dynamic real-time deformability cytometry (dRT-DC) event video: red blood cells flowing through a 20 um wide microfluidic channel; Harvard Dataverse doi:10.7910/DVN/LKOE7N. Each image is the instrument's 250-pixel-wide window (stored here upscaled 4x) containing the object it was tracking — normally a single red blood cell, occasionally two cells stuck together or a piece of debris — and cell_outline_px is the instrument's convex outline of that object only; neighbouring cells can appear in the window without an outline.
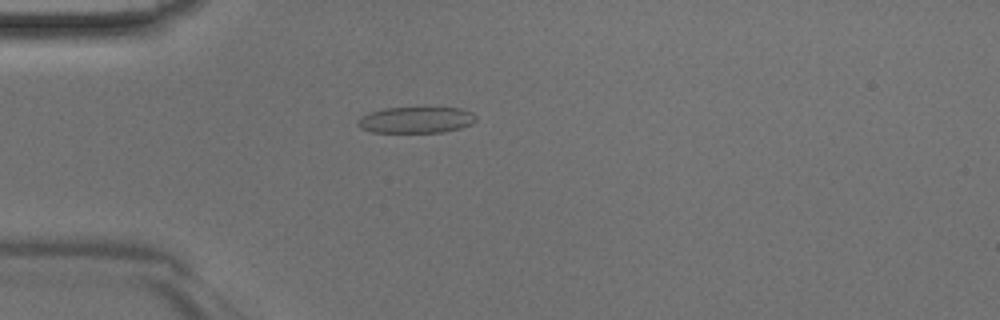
{"species": "Egyptian fruit bat (a non-hibernating species)", "species_latin": "Rousettus aegyptiacus", "temperature_condition": "room temperature", "stored_images_in_passage": 46, "camera_frame_rate_fps": 3000, "um_per_image_px": 0.085, "animal": {"sex": "male"}, "frame": {"image": 1, "passage_image": 13, "time_ms": 4.0, "image_size_px": [1000, 320], "cell_outline_px": [[476, 120], [472, 124], [460, 128], [444, 132], [372, 132], [360, 128], [356, 124], [356, 120], [360, 116], [368, 112], [384, 108], [424, 104], [460, 108], [472, 112], [476, 116]], "centroid_in_image_um": [35.36, 10.13], "position_along_channel_um": 49.6, "area_um2": 19.31}}
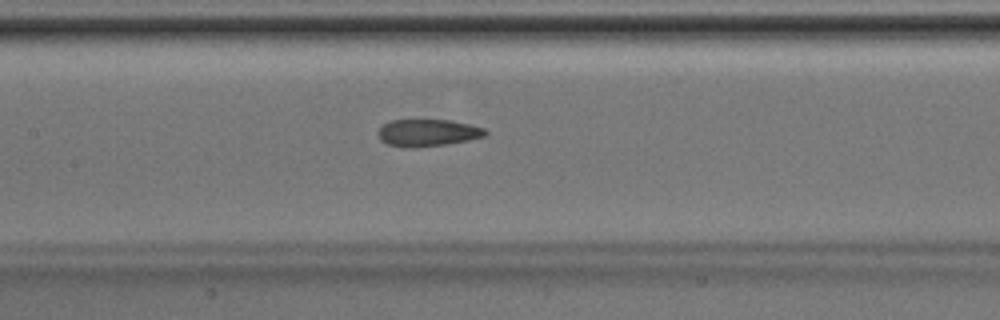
{"frame": {"image": 2, "passage_image": 22, "time_ms": 7.0, "image_size_px": [1000, 320], "cell_outline_px": [[488, 132], [484, 136], [468, 140], [444, 144], [416, 148], [404, 148], [388, 144], [380, 140], [376, 132], [384, 124], [392, 120], [448, 120], [468, 124], [484, 128]], "centroid_in_image_um": [36.31, 11.29], "position_along_channel_um": 171.1, "area_um2": 16.88}}
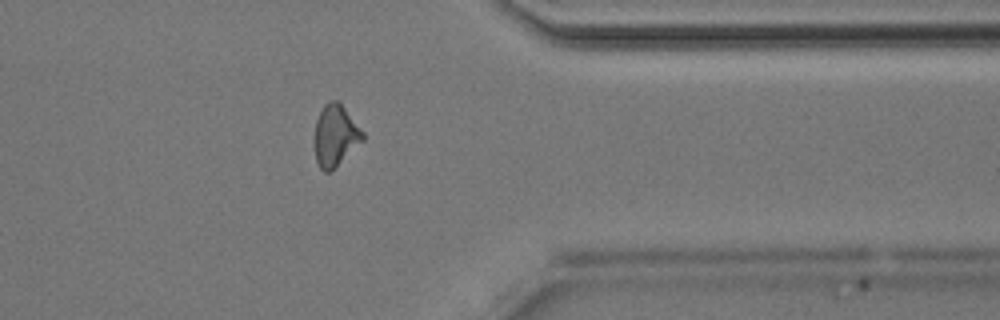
{"frame": {"image": 3, "passage_image": 37, "time_ms": 12.0, "image_size_px": [1000, 320], "cell_outline_px": [[364, 140], [328, 172], [324, 172], [320, 168], [316, 160], [316, 120], [324, 104], [328, 100], [340, 100], [364, 132]], "centroid_in_image_um": [28.54, 11.45], "position_along_channel_um": 382.9, "area_um2": 16.99}}